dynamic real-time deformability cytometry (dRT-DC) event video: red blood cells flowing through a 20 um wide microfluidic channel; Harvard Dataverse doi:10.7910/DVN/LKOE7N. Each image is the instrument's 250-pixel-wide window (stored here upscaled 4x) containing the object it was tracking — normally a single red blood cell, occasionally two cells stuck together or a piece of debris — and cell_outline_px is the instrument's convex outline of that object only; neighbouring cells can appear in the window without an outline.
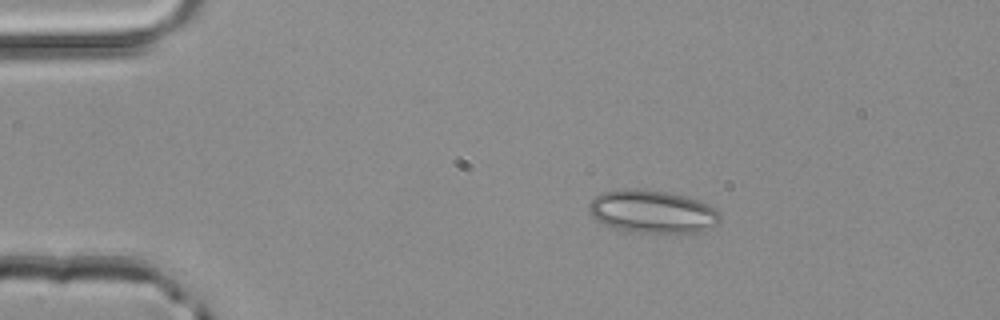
{"species": "common noctule bat (a hibernating species)", "species_latin": "Nyctalus noctula", "temperature_condition": "room temperature", "stored_images_in_passage": 3, "camera_frame_rate_fps": 3000, "um_per_image_px": 0.085, "animal": {"sex": "male", "body_mass_g": 20.4}, "frame": {"image": 1, "passage_image": 2, "time_ms": 0.333, "image_size_px": [1000, 320], "cell_outline_px": [[720, 220], [712, 228], [704, 232], [640, 236], [604, 224], [596, 220], [592, 216], [588, 208], [588, 204], [600, 192], [628, 188], [644, 188], [668, 192], [684, 196], [708, 204], [716, 208], [720, 212]], "centroid_in_image_um": [55.47, 18.04], "position_along_channel_um": 29.5, "area_um2": 34.16}}